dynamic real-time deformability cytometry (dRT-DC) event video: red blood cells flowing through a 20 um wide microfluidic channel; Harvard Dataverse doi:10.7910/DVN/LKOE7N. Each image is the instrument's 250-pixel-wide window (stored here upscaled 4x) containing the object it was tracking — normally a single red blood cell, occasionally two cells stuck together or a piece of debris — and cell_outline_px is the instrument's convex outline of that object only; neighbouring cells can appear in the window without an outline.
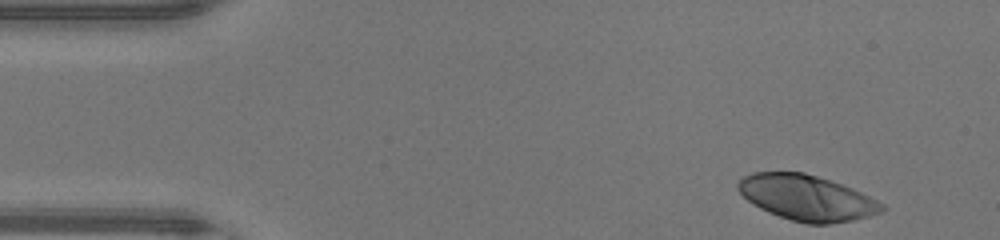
{"species": "human", "species_latin": "Homo sapiens", "temperature_condition": "warm", "stored_images_in_passage": 11, "camera_frame_rate_fps": 3000, "um_per_image_px": 0.085, "donor": {"sex": "male"}, "frame": {"image": 1, "passage_image": 1, "time_ms": 0.0, "image_size_px": [1000, 240], "cell_outline_px": [[884, 208], [880, 212], [868, 216], [852, 220], [828, 224], [808, 224], [792, 220], [768, 212], [760, 208], [748, 200], [736, 188], [736, 184], [744, 176], [752, 172], [804, 172], [852, 188], [884, 204]], "centroid_in_image_um": [68.54, 16.8], "position_along_channel_um": 16.5, "area_um2": 37.63}}
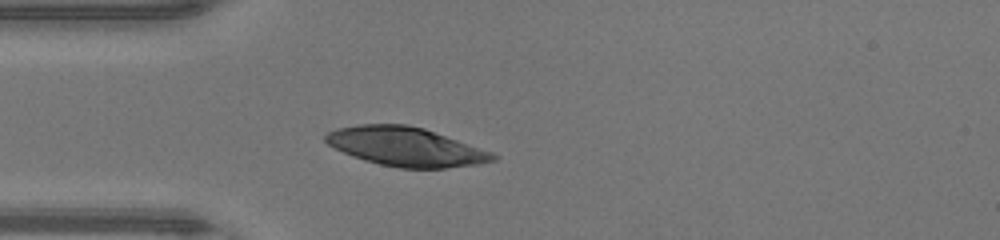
{"frame": {"image": 2, "passage_image": 10, "time_ms": 3.0, "image_size_px": [1000, 240], "cell_outline_px": [[500, 156], [496, 160], [476, 164], [444, 168], [400, 168], [380, 164], [364, 160], [352, 156], [328, 144], [324, 140], [324, 136], [328, 132], [336, 128], [360, 124], [408, 124], [424, 128], [492, 152]], "centroid_in_image_um": [34.49, 12.46], "position_along_channel_um": 50.5, "area_um2": 37.8}}